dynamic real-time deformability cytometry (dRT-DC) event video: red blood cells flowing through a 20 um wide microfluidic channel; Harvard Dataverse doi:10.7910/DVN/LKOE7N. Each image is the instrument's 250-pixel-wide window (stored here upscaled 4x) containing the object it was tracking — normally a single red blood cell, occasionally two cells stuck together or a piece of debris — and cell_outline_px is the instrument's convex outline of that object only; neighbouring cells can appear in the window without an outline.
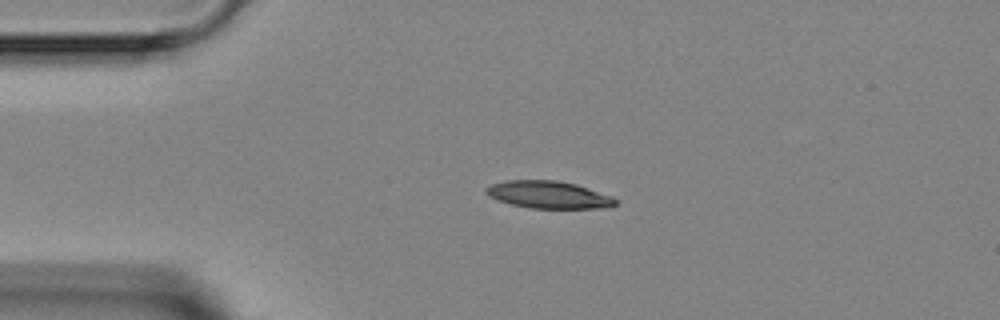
{"species": "Egyptian fruit bat (a non-hibernating species)", "species_latin": "Rousettus aegyptiacus", "temperature_condition": "room temperature", "stored_images_in_passage": 3, "camera_frame_rate_fps": 3000, "um_per_image_px": 0.085, "animal": {"sex": "female"}, "frame": {"image": 1, "passage_image": 2, "time_ms": 1.333, "image_size_px": [1000, 320], "cell_outline_px": [[616, 204], [612, 208], [532, 208], [512, 204], [488, 196], [484, 192], [484, 188], [492, 184], [504, 180], [556, 180], [576, 184], [612, 196], [616, 200]], "centroid_in_image_um": [46.63, 16.55], "position_along_channel_um": 38.4, "area_um2": 20.63}}